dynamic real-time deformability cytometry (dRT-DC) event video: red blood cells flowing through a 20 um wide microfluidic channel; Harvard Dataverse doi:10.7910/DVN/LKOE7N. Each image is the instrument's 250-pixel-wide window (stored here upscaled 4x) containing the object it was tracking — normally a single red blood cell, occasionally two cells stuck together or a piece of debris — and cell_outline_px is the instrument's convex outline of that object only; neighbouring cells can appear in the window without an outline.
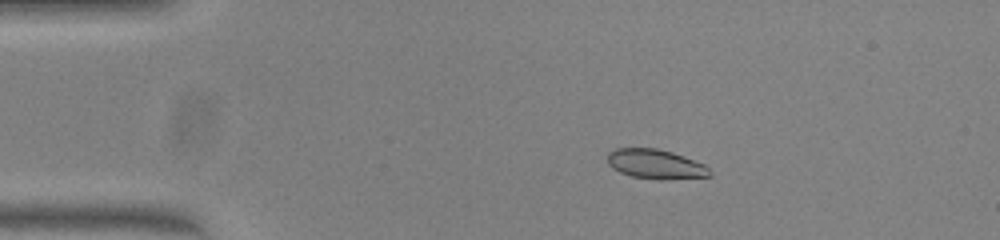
{"species": "common noctule bat (a hibernating species)", "species_latin": "Nyctalus noctula", "temperature_condition": "warm", "stored_images_in_passage": 42, "camera_frame_rate_fps": 3000, "um_per_image_px": 0.085, "animal": {"sex": "female", "body_mass_g": 23.0, "forearm_length_mm": 53.4}, "frame": {"image": 1, "passage_image": 1, "time_ms": 0.0, "image_size_px": [1000, 240], "cell_outline_px": [[712, 176], [664, 180], [660, 180], [632, 176], [620, 172], [612, 168], [608, 164], [608, 152], [616, 148], [656, 148], [672, 152], [704, 164], [712, 172]], "centroid_in_image_um": [55.73, 13.96], "position_along_channel_um": 29.3, "area_um2": 17.63}}
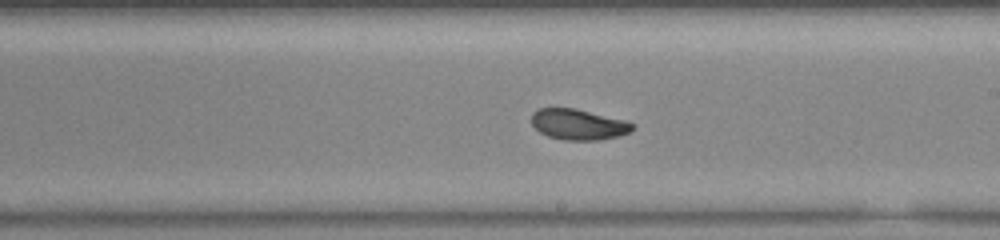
{"frame": {"image": 2, "passage_image": 21, "time_ms": 6.667, "image_size_px": [1000, 240], "cell_outline_px": [[636, 124], [628, 132], [620, 136], [600, 140], [564, 140], [548, 136], [540, 132], [532, 124], [532, 112], [540, 108], [572, 108], [624, 120]], "centroid_in_image_um": [49.15, 10.59], "position_along_channel_um": 239.9, "area_um2": 17.86}}
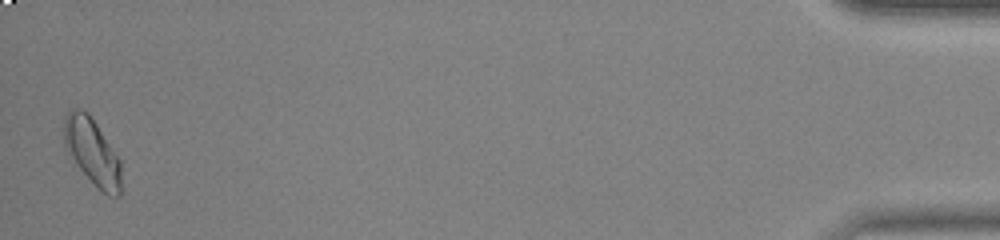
{"frame": {"image": 3, "passage_image": 42, "time_ms": 13.667, "image_size_px": [1000, 240], "cell_outline_px": [[120, 196], [108, 196], [80, 168], [64, 148], [64, 116], [68, 112], [76, 108], [80, 108], [88, 112], [120, 160]], "centroid_in_image_um": [7.82, 12.85], "position_along_channel_um": 427.4, "area_um2": 21.5}, "authors_computed_cell_mechanics": {"area_um2": 18.6116, "velocity_mm_per_s": 4.0228, "shape_relaxation_time_tau1_ms": 6.7437, "shape_relaxation_time_tau2_ms": 3.3066, "deformation_change_tau1": 0.1365, "deformation_change_tau2": 0.0552}}